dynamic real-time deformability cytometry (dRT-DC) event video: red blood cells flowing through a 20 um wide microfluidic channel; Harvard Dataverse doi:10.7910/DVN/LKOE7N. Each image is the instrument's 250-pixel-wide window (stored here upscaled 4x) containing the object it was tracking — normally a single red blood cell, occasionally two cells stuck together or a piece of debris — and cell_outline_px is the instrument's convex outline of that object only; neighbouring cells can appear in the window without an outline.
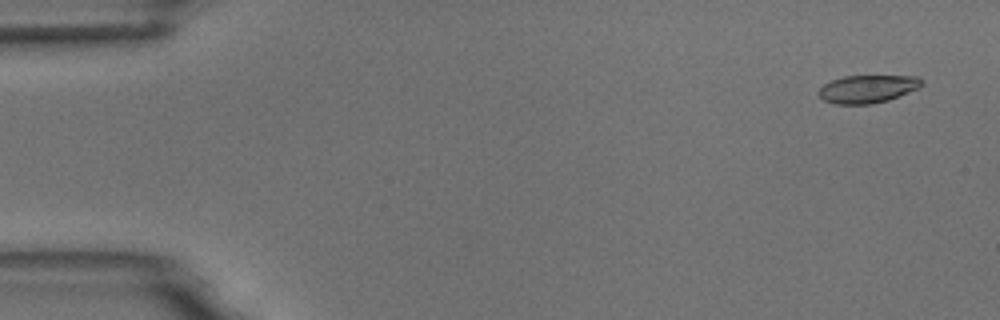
{"species": "common noctule bat (a hibernating species)", "species_latin": "Nyctalus noctula", "temperature_condition": "room temperature", "stored_images_in_passage": 5, "camera_frame_rate_fps": 3000, "um_per_image_px": 0.085, "animal": {"sex": "male", "body_mass_g": 18.8}, "frame": {"image": 1, "passage_image": 1, "time_ms": 0.0, "image_size_px": [1000, 320], "cell_outline_px": [[920, 88], [888, 100], [872, 104], [836, 104], [824, 100], [816, 92], [824, 84], [832, 80], [844, 76], [916, 76], [920, 80]], "centroid_in_image_um": [73.71, 7.56], "position_along_channel_um": 11.3, "area_um2": 16.59}}
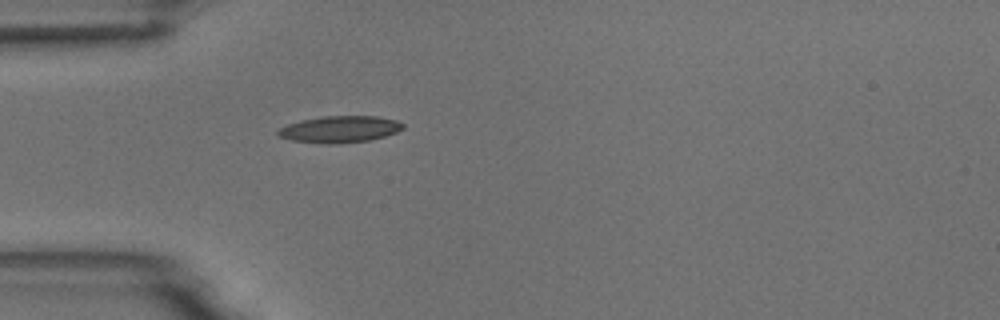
{"frame": {"image": 2, "passage_image": 5, "time_ms": 4.333, "image_size_px": [1000, 320], "cell_outline_px": [[404, 128], [396, 132], [384, 136], [368, 140], [332, 144], [324, 144], [292, 140], [280, 136], [276, 132], [280, 128], [288, 124], [300, 120], [320, 116], [376, 116], [396, 120], [404, 124]], "centroid_in_image_um": [28.87, 10.98], "position_along_channel_um": 56.1, "area_um2": 19.31}}